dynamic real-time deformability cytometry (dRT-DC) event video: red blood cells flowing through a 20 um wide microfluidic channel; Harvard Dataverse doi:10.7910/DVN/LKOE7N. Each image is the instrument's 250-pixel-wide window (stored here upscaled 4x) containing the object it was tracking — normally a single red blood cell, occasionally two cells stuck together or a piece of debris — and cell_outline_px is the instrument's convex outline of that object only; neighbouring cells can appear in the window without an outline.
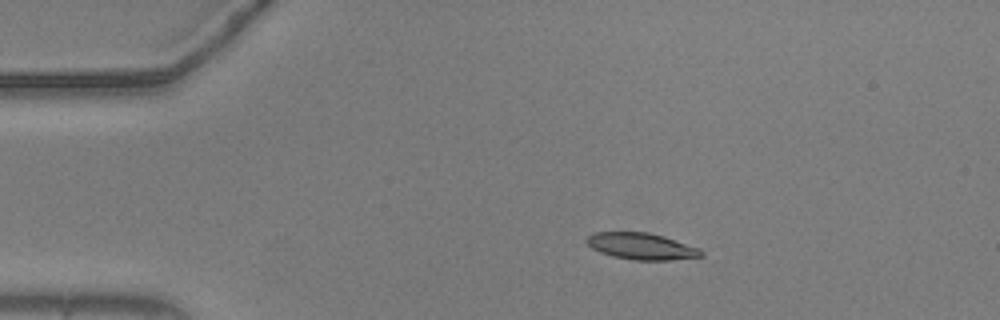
{"species": "common noctule bat (a hibernating species)", "species_latin": "Nyctalus noctula", "temperature_condition": "warm", "stored_images_in_passage": 47, "camera_frame_rate_fps": 3000, "um_per_image_px": 0.085, "animal": {"sex": "male", "body_mass_g": 20.5, "forearm_length_mm": 52.5}, "frame": {"image": 1, "passage_image": 1, "time_ms": 0.0, "image_size_px": [1000, 320], "cell_outline_px": [[704, 256], [668, 260], [632, 260], [612, 256], [600, 252], [592, 248], [584, 240], [592, 232], [648, 232], [664, 236], [700, 248], [704, 252]], "centroid_in_image_um": [54.52, 20.93], "position_along_channel_um": 30.5, "area_um2": 17.86}}
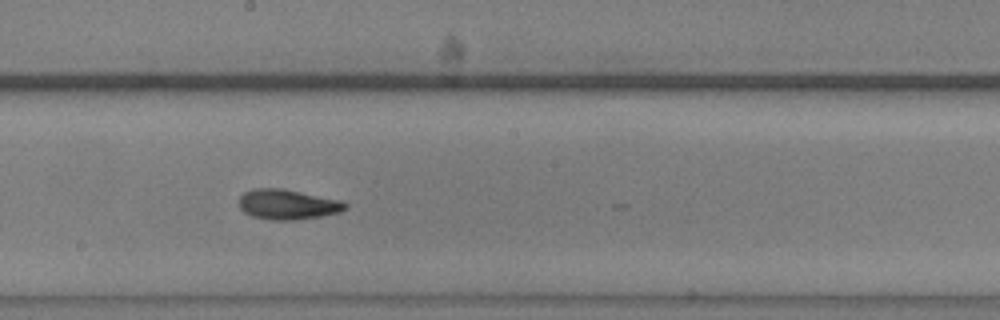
{"frame": {"image": 2, "passage_image": 21, "time_ms": 6.667, "image_size_px": [1000, 320], "cell_outline_px": [[348, 208], [340, 212], [320, 216], [296, 220], [272, 220], [252, 216], [244, 212], [240, 208], [240, 196], [244, 192], [252, 188], [280, 188], [300, 192], [336, 200], [348, 204]], "centroid_in_image_um": [24.41, 17.38], "position_along_channel_um": 223.8, "area_um2": 18.38}}
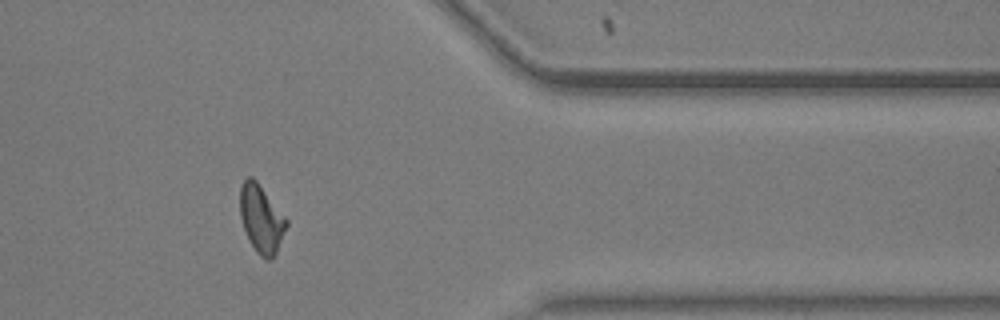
{"frame": {"image": 3, "passage_image": 36, "time_ms": 11.667, "image_size_px": [1000, 320], "cell_outline_px": [[288, 224], [276, 252], [272, 260], [268, 260], [260, 256], [256, 252], [248, 240], [240, 216], [240, 188], [244, 180], [248, 176], [252, 176], [256, 180], [288, 220]], "centroid_in_image_um": [22.2, 18.61], "position_along_channel_um": 389.2, "area_um2": 18.26}, "authors_computed_cell_mechanics": {"area_um2": 17.918, "velocity_mm_per_s": 3.6812, "shape_relaxation_time_tau1_ms": 4.753, "shape_relaxation_time_tau2_ms": 5.8344, "deformation_change_tau1": 0.1778, "deformation_change_tau2": 0.1001}}